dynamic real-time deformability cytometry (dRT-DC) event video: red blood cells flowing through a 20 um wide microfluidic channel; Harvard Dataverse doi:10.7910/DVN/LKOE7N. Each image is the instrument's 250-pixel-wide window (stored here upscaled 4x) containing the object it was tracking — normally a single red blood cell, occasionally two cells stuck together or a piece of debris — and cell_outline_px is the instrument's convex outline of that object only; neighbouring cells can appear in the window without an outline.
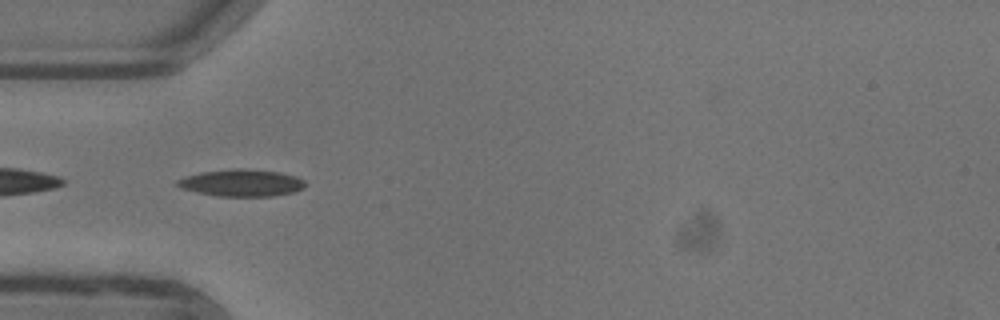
{"species": "common noctule bat (a hibernating species)", "species_latin": "Nyctalus noctula", "temperature_condition": "warm", "stored_images_in_passage": 46, "segment_of_instrument_passage": [2, 2], "camera_frame_rate_fps": 3000, "um_per_image_px": 0.085, "animal": {"sex": "female"}, "frame": {"image": 1, "passage_image": 10, "time_ms": 3.0, "image_size_px": [1000, 320], "cell_outline_px": [[304, 188], [296, 192], [272, 196], [216, 196], [196, 192], [184, 188], [176, 184], [176, 180], [200, 172], [232, 168], [244, 168], [280, 172], [296, 176], [304, 180]], "centroid_in_image_um": [20.57, 15.54], "position_along_channel_um": 64.4, "area_um2": 20.17}}
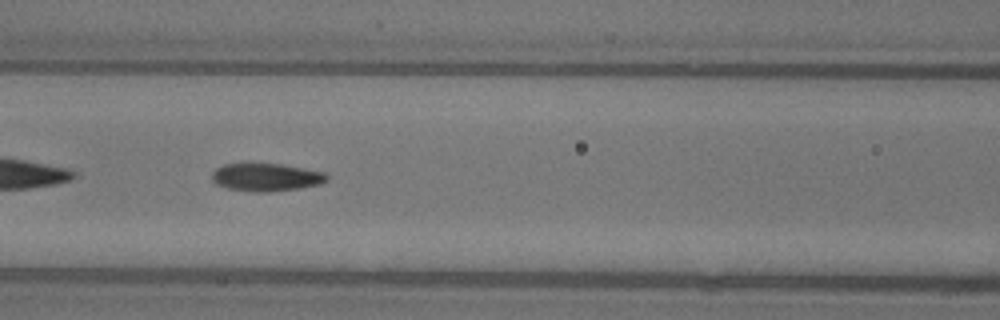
{"frame": {"image": 2, "passage_image": 16, "time_ms": 5.0, "image_size_px": [1000, 320], "cell_outline_px": [[328, 180], [320, 184], [300, 188], [268, 192], [256, 192], [228, 188], [216, 184], [212, 180], [212, 172], [216, 168], [224, 164], [244, 160], [280, 164], [304, 168], [324, 172], [328, 176]], "centroid_in_image_um": [22.57, 15.01], "position_along_channel_um": 144.0, "area_um2": 19.36}}
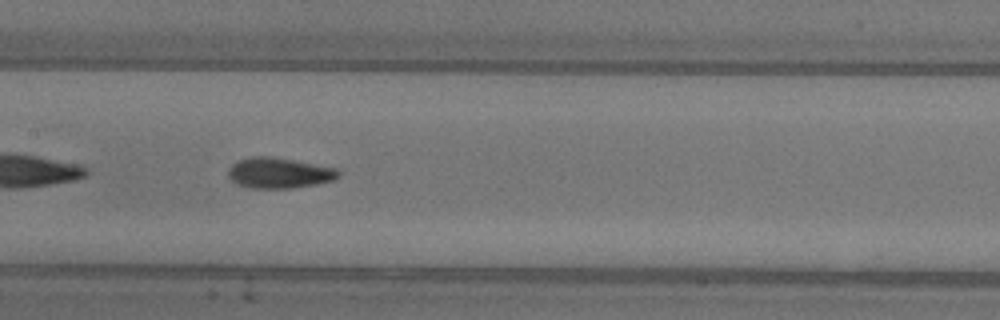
{"frame": {"image": 3, "passage_image": 19, "time_ms": 6.0, "image_size_px": [1000, 320], "cell_outline_px": [[340, 176], [332, 180], [316, 184], [292, 188], [252, 188], [236, 184], [228, 176], [228, 168], [236, 160], [252, 156], [272, 156], [336, 168], [340, 172]], "centroid_in_image_um": [23.69, 14.69], "position_along_channel_um": 183.7, "area_um2": 19.71}}